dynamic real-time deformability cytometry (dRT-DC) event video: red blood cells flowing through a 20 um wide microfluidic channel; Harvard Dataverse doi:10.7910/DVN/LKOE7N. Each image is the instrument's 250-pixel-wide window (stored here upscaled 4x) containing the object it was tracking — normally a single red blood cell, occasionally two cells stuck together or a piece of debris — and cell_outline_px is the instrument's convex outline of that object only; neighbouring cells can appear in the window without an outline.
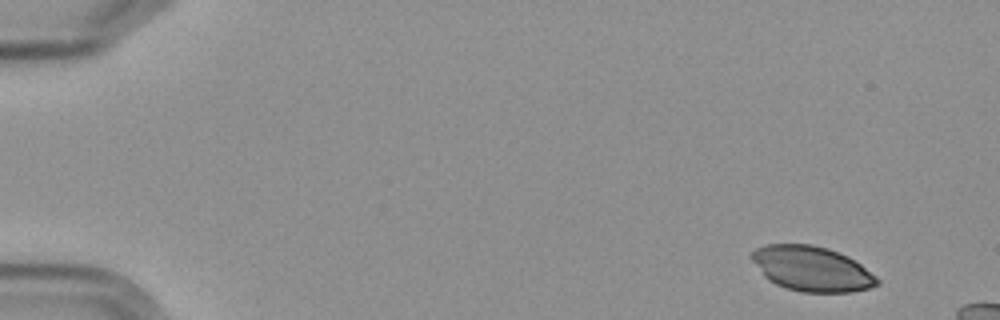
{"species": "Egyptian fruit bat (a non-hibernating species)", "species_latin": "Rousettus aegyptiacus", "temperature_condition": "cold", "stored_images_in_passage": 5, "camera_frame_rate_fps": 3000, "um_per_image_px": 0.085, "frame": {"image": 1, "passage_image": 1, "time_ms": 0.0, "image_size_px": [1000, 320], "cell_outline_px": [[880, 284], [872, 288], [852, 292], [800, 292], [784, 288], [768, 280], [764, 276], [752, 260], [752, 252], [756, 248], [764, 244], [812, 244], [828, 248], [848, 256], [860, 264], [876, 276], [880, 280]], "centroid_in_image_um": [69.02, 22.85], "position_along_channel_um": 16.0, "area_um2": 33.06}}